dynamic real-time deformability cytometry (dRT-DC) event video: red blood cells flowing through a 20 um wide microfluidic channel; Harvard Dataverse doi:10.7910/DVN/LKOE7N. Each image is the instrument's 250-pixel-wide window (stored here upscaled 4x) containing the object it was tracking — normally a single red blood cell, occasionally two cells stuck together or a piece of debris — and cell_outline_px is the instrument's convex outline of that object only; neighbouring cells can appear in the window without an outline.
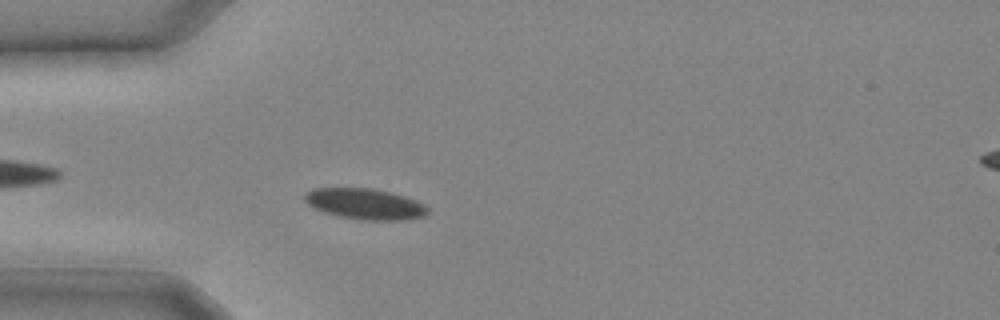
{"species": "common noctule bat (a hibernating species)", "species_latin": "Nyctalus noctula", "temperature_condition": "cold", "stored_images_in_passage": 8, "camera_frame_rate_fps": 3000, "um_per_image_px": 0.085, "animal": {"sex": "male", "body_mass_g": 20.4}, "frame": {"image": 1, "passage_image": 4, "time_ms": 1.0, "image_size_px": [1000, 320], "cell_outline_px": [[428, 212], [424, 216], [408, 220], [368, 220], [340, 216], [324, 212], [308, 204], [304, 200], [304, 196], [312, 188], [372, 188], [404, 196], [416, 200], [424, 204], [428, 208]], "centroid_in_image_um": [31.05, 17.33], "position_along_channel_um": 53.9, "area_um2": 21.91}}
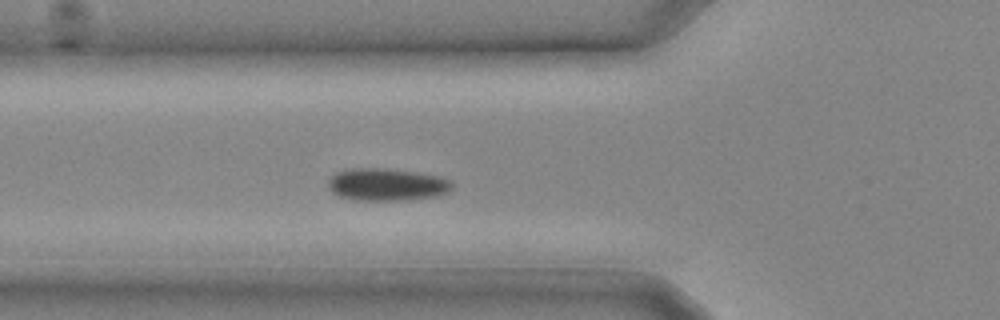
{"frame": {"image": 2, "passage_image": 6, "time_ms": 1.667, "image_size_px": [1000, 320], "cell_outline_px": [[452, 188], [448, 192], [432, 196], [404, 200], [352, 200], [340, 196], [332, 192], [328, 184], [328, 180], [336, 172], [348, 168], [384, 168], [416, 172], [436, 176], [448, 180], [452, 184]], "centroid_in_image_um": [32.81, 15.68], "position_along_channel_um": 93.0, "area_um2": 23.18}}
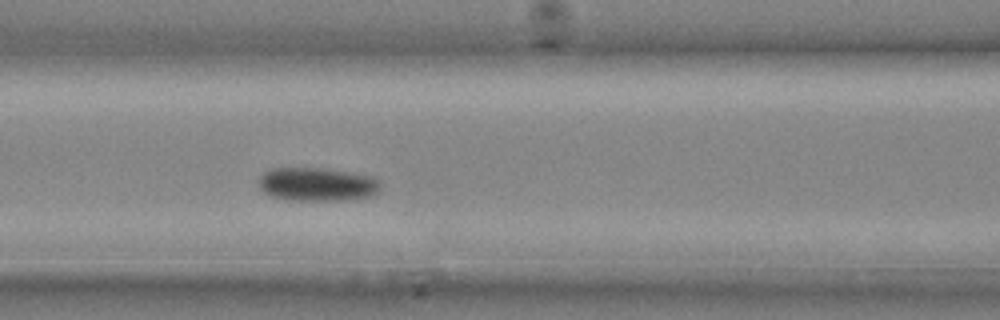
{"frame": {"image": 3, "passage_image": 8, "time_ms": 2.333, "image_size_px": [1000, 320], "cell_outline_px": [[380, 192], [368, 196], [344, 200], [292, 200], [272, 196], [264, 192], [260, 188], [260, 176], [264, 172], [272, 168], [324, 168], [356, 172], [372, 176], [380, 184]], "centroid_in_image_um": [26.98, 15.65], "position_along_channel_um": 139.6, "area_um2": 23.81}}